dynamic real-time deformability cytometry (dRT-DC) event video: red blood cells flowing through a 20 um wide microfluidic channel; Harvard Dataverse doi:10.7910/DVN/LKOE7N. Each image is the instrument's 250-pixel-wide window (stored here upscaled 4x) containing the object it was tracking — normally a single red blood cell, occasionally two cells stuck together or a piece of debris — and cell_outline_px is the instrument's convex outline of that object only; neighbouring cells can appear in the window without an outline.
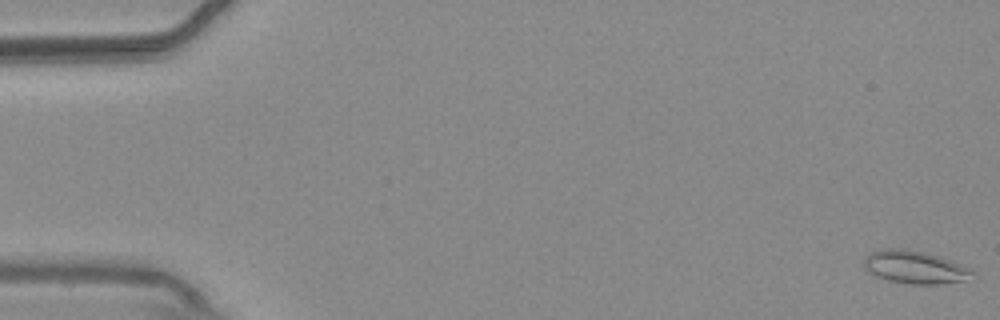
{"species": "common noctule bat (a hibernating species)", "species_latin": "Nyctalus noctula", "temperature_condition": "warm", "stored_images_in_passage": 56, "camera_frame_rate_fps": 3000, "um_per_image_px": 0.085, "animal": {"sex": "male", "body_mass_g": 20.4}, "frame": {"image": 1, "passage_image": 1, "time_ms": 0.0, "image_size_px": [1000, 320], "cell_outline_px": [[976, 272], [964, 280], [940, 284], [912, 284], [888, 280], [876, 276], [868, 272], [864, 268], [864, 256], [868, 252], [880, 248], [904, 248], [924, 252], [940, 256], [952, 260], [972, 268]], "centroid_in_image_um": [77.73, 22.68], "position_along_channel_um": 7.3, "area_um2": 21.1}}
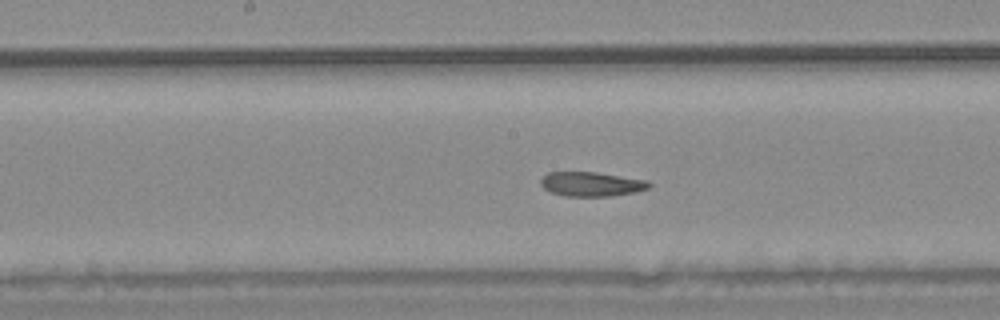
{"frame": {"image": 2, "passage_image": 29, "time_ms": 9.333, "image_size_px": [1000, 320], "cell_outline_px": [[652, 184], [648, 188], [636, 192], [612, 196], [564, 196], [552, 192], [544, 188], [540, 184], [540, 180], [548, 172], [596, 172], [648, 180]], "centroid_in_image_um": [50.29, 15.65], "position_along_channel_um": 197.9, "area_um2": 15.43}}
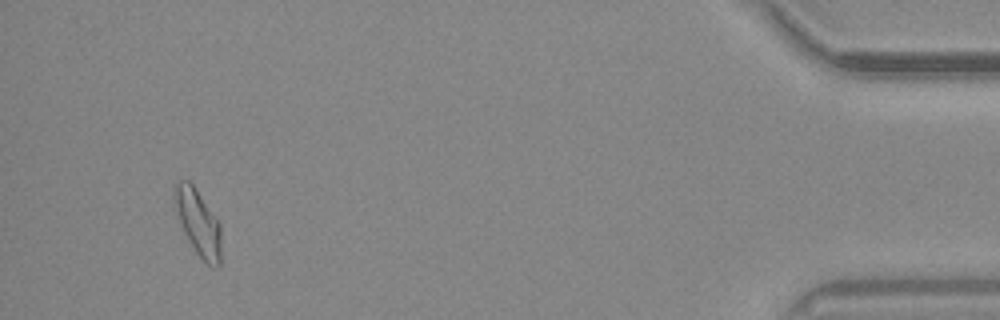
{"frame": {"image": 3, "passage_image": 53, "time_ms": 17.333, "image_size_px": [1000, 320], "cell_outline_px": [[220, 264], [216, 268], [212, 268], [196, 252], [188, 240], [184, 232], [172, 196], [172, 188], [176, 180], [188, 180], [192, 184], [220, 224]], "centroid_in_image_um": [16.81, 18.89], "position_along_channel_um": 418.4, "area_um2": 17.63}, "authors_computed_cell_mechanics": {"area_um2": 17.0799, "velocity_mm_per_s": 3.6755, "shape_relaxation_time_tau1_ms": null, "shape_relaxation_time_tau2_ms": 3.9145, "deformation_change_tau1": null, "deformation_change_tau2": 0.0823}}